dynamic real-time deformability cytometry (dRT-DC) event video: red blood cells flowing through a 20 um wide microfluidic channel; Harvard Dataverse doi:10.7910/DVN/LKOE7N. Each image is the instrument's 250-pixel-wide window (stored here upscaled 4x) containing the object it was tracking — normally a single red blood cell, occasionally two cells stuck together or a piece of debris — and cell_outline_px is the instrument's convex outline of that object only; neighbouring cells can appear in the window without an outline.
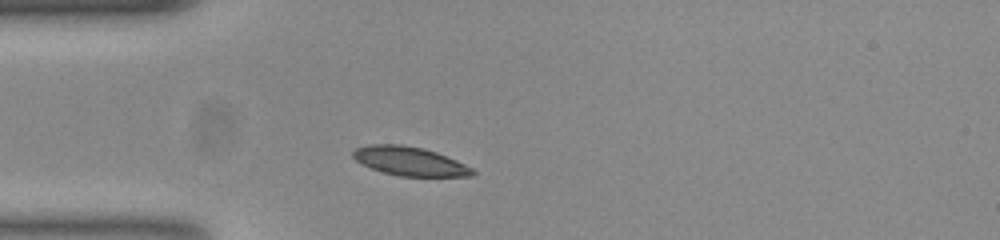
{"species": "common noctule bat (a hibernating species)", "species_latin": "Nyctalus noctula", "temperature_condition": "room temperature", "stored_images_in_passage": 34, "camera_frame_rate_fps": 3000, "um_per_image_px": 0.085, "animal": {"sex": "female", "body_mass_g": 23.0, "forearm_length_mm": 53.4}, "frame": {"image": 1, "passage_image": 1, "time_ms": 0.0, "image_size_px": [1000, 240], "cell_outline_px": [[476, 172], [472, 176], [400, 176], [384, 172], [372, 168], [356, 160], [352, 156], [352, 152], [356, 148], [368, 144], [400, 144], [424, 148], [436, 152], [456, 160], [472, 168]], "centroid_in_image_um": [34.82, 13.69], "position_along_channel_um": 50.2, "area_um2": 19.94}}
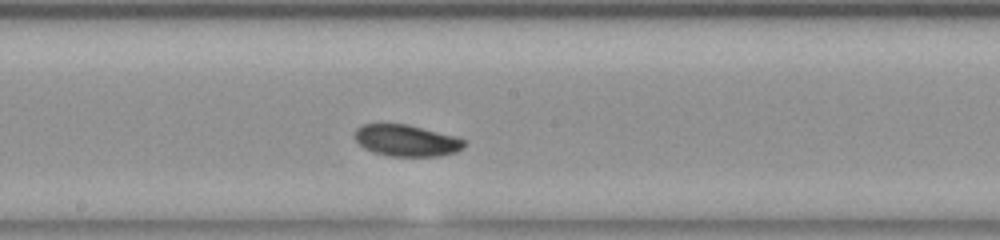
{"frame": {"image": 2, "passage_image": 15, "time_ms": 4.667, "image_size_px": [1000, 240], "cell_outline_px": [[464, 148], [456, 152], [440, 156], [392, 156], [376, 152], [364, 148], [356, 140], [356, 128], [364, 124], [408, 124], [456, 136], [464, 140]], "centroid_in_image_um": [34.59, 11.94], "position_along_channel_um": 213.6, "area_um2": 19.94}}
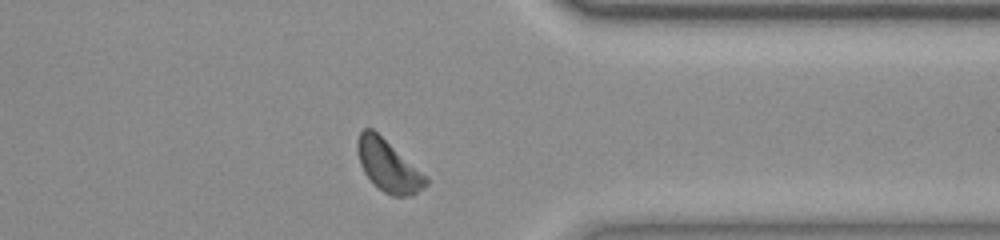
{"frame": {"image": 3, "passage_image": 29, "time_ms": 9.333, "image_size_px": [1000, 240], "cell_outline_px": [[428, 184], [412, 196], [392, 196], [384, 192], [364, 172], [360, 164], [356, 148], [356, 140], [360, 132], [364, 128], [372, 128], [428, 176]], "centroid_in_image_um": [33.01, 14.08], "position_along_channel_um": 378.4, "area_um2": 20.58}, "authors_computed_cell_mechanics": {"area_um2": 20.2011, "velocity_mm_per_s": 3.7236, "shape_relaxation_time_tau1_ms": 1.3752, "shape_relaxation_time_tau2_ms": null, "deformation_change_tau1": 0.0615, "deformation_change_tau2": null}}